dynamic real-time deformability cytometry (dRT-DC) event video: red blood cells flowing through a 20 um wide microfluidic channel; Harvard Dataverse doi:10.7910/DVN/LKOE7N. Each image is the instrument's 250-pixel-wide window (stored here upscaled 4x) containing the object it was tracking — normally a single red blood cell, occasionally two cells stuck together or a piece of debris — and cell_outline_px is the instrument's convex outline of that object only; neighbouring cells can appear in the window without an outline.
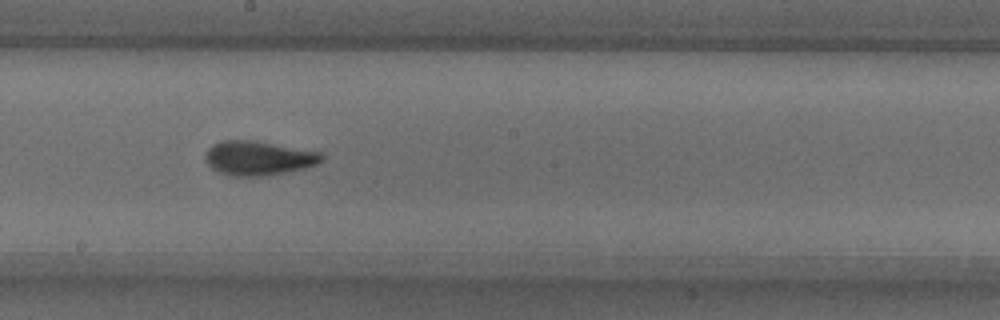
{"species": "common noctule bat (a hibernating species)", "species_latin": "Nyctalus noctula", "temperature_condition": "warm", "stored_images_in_passage": 52, "camera_frame_rate_fps": 3000, "um_per_image_px": 0.085, "animal": {"sex": "male", "body_mass_g": 18.8}, "frame": {"image": 1, "passage_image": 28, "time_ms": 9.0, "image_size_px": [1000, 320], "cell_outline_px": [[324, 160], [316, 164], [304, 168], [284, 172], [260, 176], [228, 176], [212, 168], [204, 160], [204, 152], [212, 144], [224, 140], [252, 140], [324, 152]], "centroid_in_image_um": [21.95, 13.43], "position_along_channel_um": 226.2, "area_um2": 23.41}}
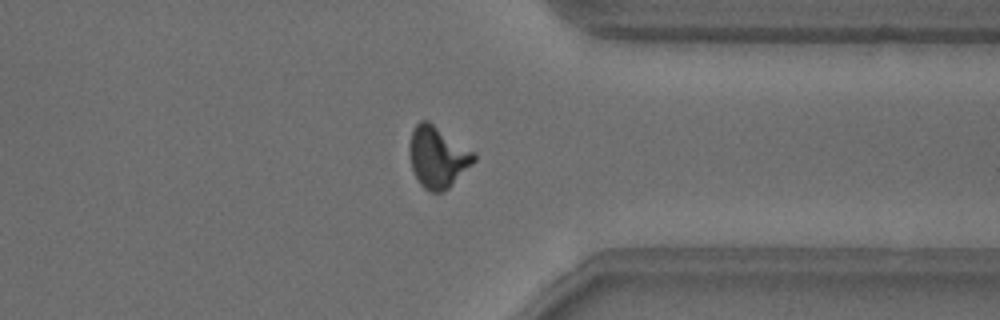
{"frame": {"image": 2, "passage_image": 40, "time_ms": 13.0, "image_size_px": [1000, 320], "cell_outline_px": [[476, 160], [448, 188], [440, 192], [432, 192], [424, 188], [420, 184], [412, 168], [408, 148], [412, 132], [416, 124], [420, 120], [428, 120], [472, 152], [476, 156]], "centroid_in_image_um": [37.16, 13.35], "position_along_channel_um": 374.2, "area_um2": 22.48}}
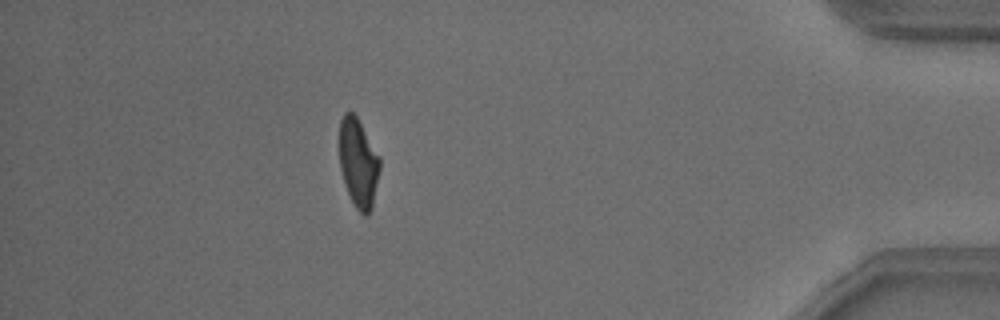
{"frame": {"image": 3, "passage_image": 46, "time_ms": 15.0, "image_size_px": [1000, 320], "cell_outline_px": [[380, 168], [372, 208], [368, 216], [364, 216], [356, 208], [348, 192], [340, 168], [340, 120], [344, 112], [352, 112], [356, 116], [380, 156]], "centroid_in_image_um": [30.47, 13.86], "position_along_channel_um": 404.7, "area_um2": 20.75}, "authors_computed_cell_mechanics": {"area_um2": 21.6172, "velocity_mm_per_s": 3.8358, "shape_relaxation_time_tau1_ms": 6.837, "shape_relaxation_time_tau2_ms": 1.9836, "deformation_change_tau1": 0.2269, "deformation_change_tau2": 0.089}}